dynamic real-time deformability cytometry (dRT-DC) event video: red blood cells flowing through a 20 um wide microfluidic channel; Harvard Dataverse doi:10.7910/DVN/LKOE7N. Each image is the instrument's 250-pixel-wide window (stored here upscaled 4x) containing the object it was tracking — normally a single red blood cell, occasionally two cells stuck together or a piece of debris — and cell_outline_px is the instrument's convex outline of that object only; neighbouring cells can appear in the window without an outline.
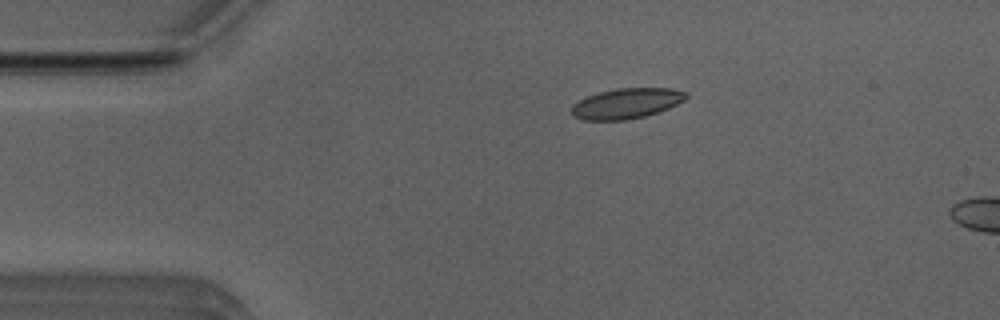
{"species": "Egyptian fruit bat (a non-hibernating species)", "species_latin": "Rousettus aegyptiacus", "temperature_condition": "room temperature", "stored_images_in_passage": 4, "camera_frame_rate_fps": 3000, "um_per_image_px": 0.085, "animal": {"sex": "male"}, "frame": {"image": 1, "passage_image": 1, "time_ms": 0.0, "image_size_px": [1000, 320], "cell_outline_px": [[688, 96], [684, 100], [668, 108], [644, 116], [624, 120], [580, 120], [572, 116], [572, 104], [588, 96], [600, 92], [616, 88], [672, 88], [688, 92]], "centroid_in_image_um": [53.24, 8.79], "position_along_channel_um": 31.8, "area_um2": 20.17}}